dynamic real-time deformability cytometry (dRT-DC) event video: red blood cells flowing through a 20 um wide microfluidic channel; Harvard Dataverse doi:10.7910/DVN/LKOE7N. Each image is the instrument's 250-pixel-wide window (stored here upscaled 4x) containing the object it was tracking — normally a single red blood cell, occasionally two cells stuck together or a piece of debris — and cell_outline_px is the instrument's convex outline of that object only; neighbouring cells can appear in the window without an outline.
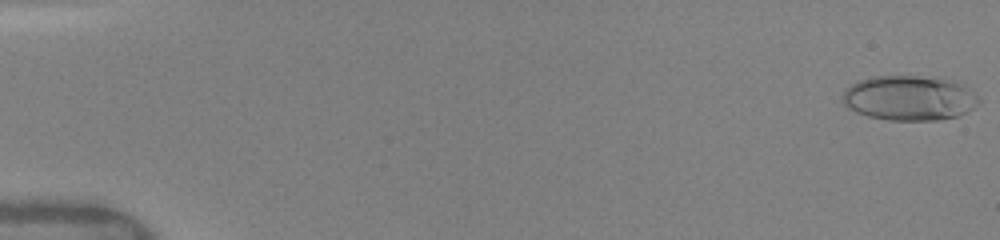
{"species": "human", "species_latin": "Homo sapiens", "temperature_condition": "warm", "stored_images_in_passage": 5, "camera_frame_rate_fps": 3000, "um_per_image_px": 0.085, "donor": {"sex": "female"}, "frame": {"image": 1, "passage_image": 1, "time_ms": 0.0, "image_size_px": [1000, 240], "cell_outline_px": [[980, 104], [968, 112], [960, 116], [936, 120], [888, 120], [868, 116], [856, 112], [848, 108], [844, 104], [844, 88], [856, 80], [872, 76], [940, 76], [956, 80], [964, 84], [980, 100]], "centroid_in_image_um": [77.33, 8.31], "position_along_channel_um": 7.7, "area_um2": 36.36}}